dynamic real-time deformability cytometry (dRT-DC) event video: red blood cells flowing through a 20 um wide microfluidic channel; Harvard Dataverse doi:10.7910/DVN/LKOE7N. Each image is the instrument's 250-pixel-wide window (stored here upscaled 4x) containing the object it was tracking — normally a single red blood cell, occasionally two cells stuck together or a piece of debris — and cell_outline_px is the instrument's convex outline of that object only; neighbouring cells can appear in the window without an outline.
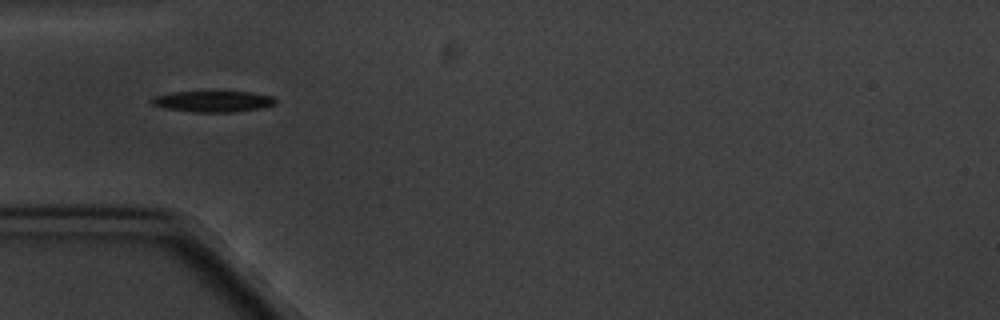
{"species": "common noctule bat (a hibernating species)", "species_latin": "Nyctalus noctula", "temperature_condition": "cold", "stored_images_in_passage": 3, "camera_frame_rate_fps": 3000, "um_per_image_px": 0.085, "animal": {"sex": "male", "body_mass_g": 20.1, "forearm_length_mm": 53.5}, "frame": {"image": 1, "passage_image": 2, "time_ms": 2.0, "image_size_px": [1000, 320], "cell_outline_px": [[276, 104], [260, 108], [232, 112], [192, 112], [164, 108], [152, 104], [148, 100], [156, 96], [176, 92], [252, 92], [272, 96], [276, 100]], "centroid_in_image_um": [18.11, 8.62], "position_along_channel_um": 66.9, "area_um2": 15.09}}